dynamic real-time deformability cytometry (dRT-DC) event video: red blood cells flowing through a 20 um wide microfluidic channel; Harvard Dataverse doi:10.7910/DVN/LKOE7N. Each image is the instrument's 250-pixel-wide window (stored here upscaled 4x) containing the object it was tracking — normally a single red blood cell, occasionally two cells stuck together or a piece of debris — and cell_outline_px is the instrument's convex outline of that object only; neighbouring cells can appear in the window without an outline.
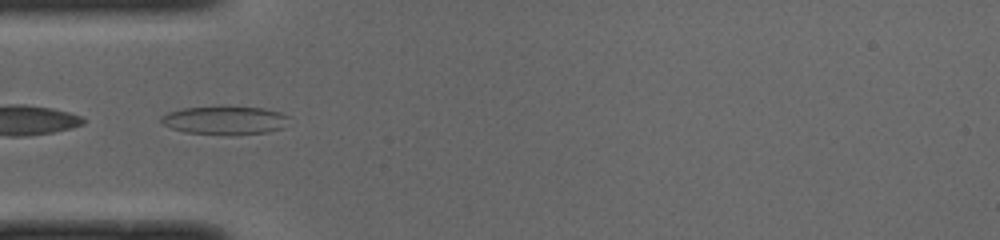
{"species": "common noctule bat (a hibernating species)", "species_latin": "Nyctalus noctula", "temperature_condition": "cold", "stored_images_in_passage": 13, "camera_frame_rate_fps": 3000, "um_per_image_px": 0.085, "animal": {"sex": "male", "body_mass_g": 19.0, "forearm_length_mm": 50.8}, "frame": {"image": 1, "passage_image": 11, "time_ms": 3.333, "image_size_px": [1000, 240], "cell_outline_px": [[288, 116], [284, 128], [268, 132], [184, 132], [172, 128], [164, 124], [160, 120], [160, 116], [168, 112], [184, 108], [220, 104], [224, 104], [264, 108], [280, 112]], "centroid_in_image_um": [19.1, 10.13], "position_along_channel_um": 65.9, "area_um2": 20.92}}